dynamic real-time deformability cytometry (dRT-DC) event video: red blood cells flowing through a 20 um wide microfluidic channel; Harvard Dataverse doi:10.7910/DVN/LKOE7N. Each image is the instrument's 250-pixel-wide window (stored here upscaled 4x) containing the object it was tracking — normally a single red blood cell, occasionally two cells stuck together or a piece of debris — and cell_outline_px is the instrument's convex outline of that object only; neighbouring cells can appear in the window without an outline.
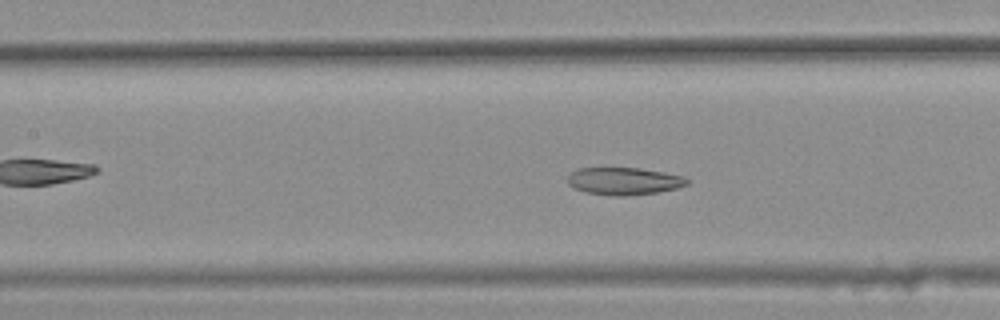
{"species": "common noctule bat (a hibernating species)", "species_latin": "Nyctalus noctula", "temperature_condition": "warm", "stored_images_in_passage": 43, "camera_frame_rate_fps": 3000, "um_per_image_px": 0.085, "animal": {"sex": "female", "body_mass_g": 25.1}, "frame": {"image": 1, "passage_image": 22, "time_ms": 7.0, "image_size_px": [1000, 320], "cell_outline_px": [[688, 184], [676, 188], [656, 192], [628, 196], [612, 196], [584, 192], [572, 188], [568, 184], [568, 176], [576, 168], [640, 168], [664, 172], [684, 176], [688, 180]], "centroid_in_image_um": [53.0, 15.4], "position_along_channel_um": 154.4, "area_um2": 19.19}}
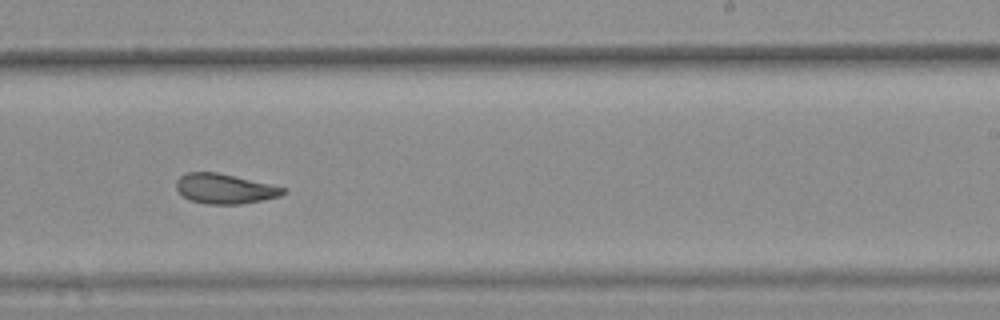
{"frame": {"image": 2, "passage_image": 31, "time_ms": 10.0, "image_size_px": [1000, 320], "cell_outline_px": [[284, 192], [280, 196], [240, 204], [208, 204], [192, 200], [184, 196], [176, 188], [176, 180], [180, 176], [188, 172], [216, 172], [272, 184], [284, 188]], "centroid_in_image_um": [19.08, 16.03], "position_along_channel_um": 269.9, "area_um2": 18.32}}
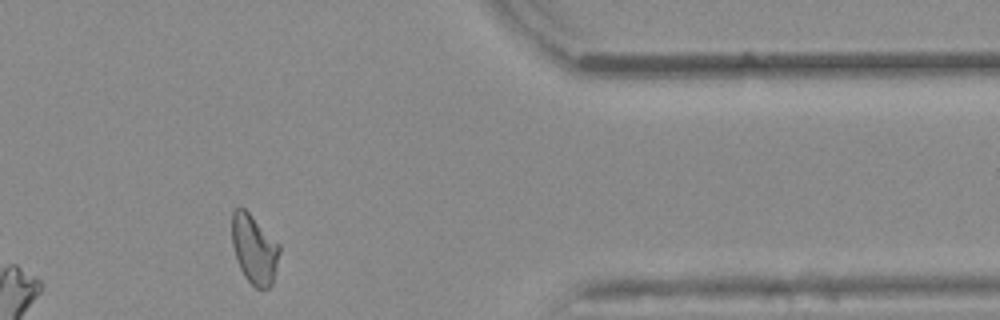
{"frame": {"image": 3, "passage_image": 42, "time_ms": 13.667, "image_size_px": [1000, 320], "cell_outline_px": [[280, 252], [272, 284], [268, 288], [256, 288], [244, 276], [236, 260], [232, 244], [232, 212], [240, 204], [280, 244]], "centroid_in_image_um": [21.6, 21.16], "position_along_channel_um": 389.8, "area_um2": 19.19}, "authors_computed_cell_mechanics": {"area_um2": 19.941, "velocity_mm_per_s": 3.8623, "shape_relaxation_time_tau1_ms": null, "shape_relaxation_time_tau2_ms": 3.4114, "deformation_change_tau1": null, "deformation_change_tau2": 0.108}}